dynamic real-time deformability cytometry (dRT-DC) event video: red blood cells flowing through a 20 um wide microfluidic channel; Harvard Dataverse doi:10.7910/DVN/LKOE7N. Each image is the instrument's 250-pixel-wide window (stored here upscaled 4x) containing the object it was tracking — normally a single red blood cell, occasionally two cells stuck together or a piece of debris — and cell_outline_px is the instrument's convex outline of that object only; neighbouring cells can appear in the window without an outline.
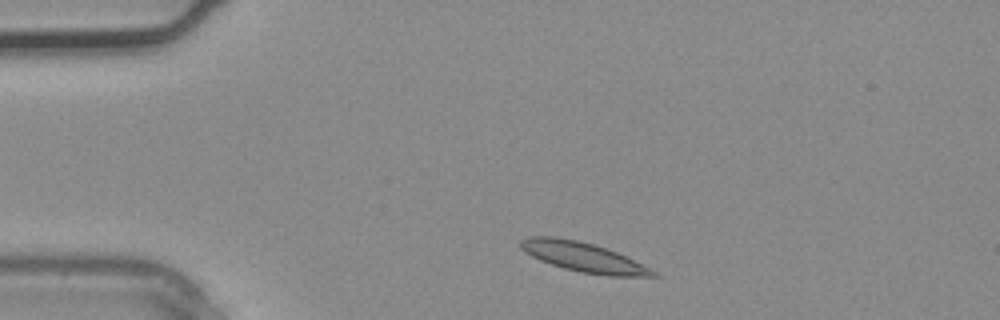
{"species": "common noctule bat (a hibernating species)", "species_latin": "Nyctalus noctula", "temperature_condition": "warm", "stored_images_in_passage": 3, "segment_of_instrument_passage": [2, 2], "camera_frame_rate_fps": 3000, "um_per_image_px": 0.085, "animal": {"sex": "male", "body_mass_g": 20.4}, "frame": {"image": 1, "passage_image": 3, "time_ms": 0.667, "image_size_px": [1000, 320], "cell_outline_px": [[660, 276], [608, 276], [580, 272], [564, 268], [540, 260], [524, 252], [520, 248], [520, 240], [532, 236], [556, 236], [576, 240], [592, 244], [616, 252], [656, 272]], "centroid_in_image_um": [49.51, 21.84], "position_along_channel_um": 35.5, "area_um2": 22.37}}